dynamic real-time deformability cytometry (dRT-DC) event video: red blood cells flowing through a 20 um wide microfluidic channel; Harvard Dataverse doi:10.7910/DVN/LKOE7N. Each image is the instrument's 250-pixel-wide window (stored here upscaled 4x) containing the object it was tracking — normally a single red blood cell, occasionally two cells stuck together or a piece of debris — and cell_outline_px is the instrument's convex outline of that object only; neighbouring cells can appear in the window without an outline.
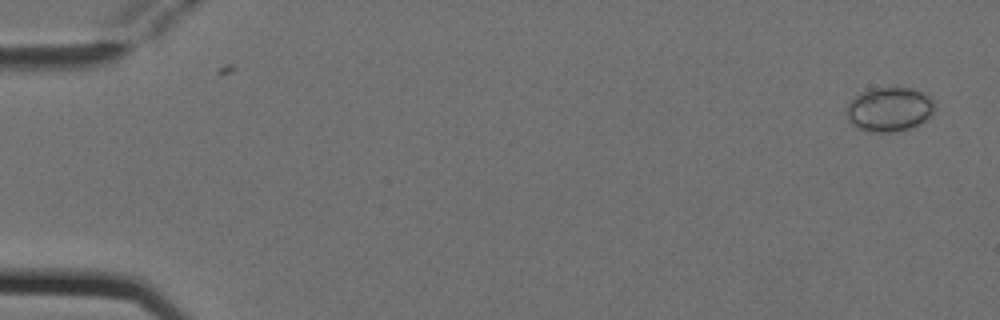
{"species": "Egyptian fruit bat (a non-hibernating species)", "species_latin": "Rousettus aegyptiacus", "temperature_condition": "cold", "stored_images_in_passage": 4, "camera_frame_rate_fps": 3000, "um_per_image_px": 0.085, "animal": {"sex": "female"}, "frame": {"image": 1, "passage_image": 1, "time_ms": 0.0, "image_size_px": [1000, 320], "cell_outline_px": [[932, 116], [908, 128], [892, 132], [872, 132], [856, 128], [848, 120], [844, 108], [860, 92], [868, 88], [912, 88], [928, 96], [932, 100]], "centroid_in_image_um": [75.51, 9.29], "position_along_channel_um": 9.5, "area_um2": 22.54}}
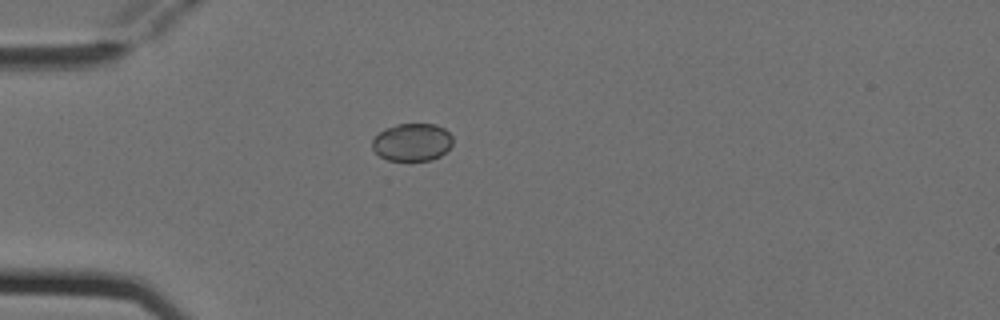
{"frame": {"image": 2, "passage_image": 4, "time_ms": 1.0, "image_size_px": [1000, 320], "cell_outline_px": [[452, 144], [440, 156], [432, 160], [388, 160], [380, 156], [372, 148], [372, 140], [384, 128], [396, 124], [436, 124], [444, 128], [452, 136]], "centroid_in_image_um": [35.03, 12.07], "position_along_channel_um": 50.0, "area_um2": 17.63}}